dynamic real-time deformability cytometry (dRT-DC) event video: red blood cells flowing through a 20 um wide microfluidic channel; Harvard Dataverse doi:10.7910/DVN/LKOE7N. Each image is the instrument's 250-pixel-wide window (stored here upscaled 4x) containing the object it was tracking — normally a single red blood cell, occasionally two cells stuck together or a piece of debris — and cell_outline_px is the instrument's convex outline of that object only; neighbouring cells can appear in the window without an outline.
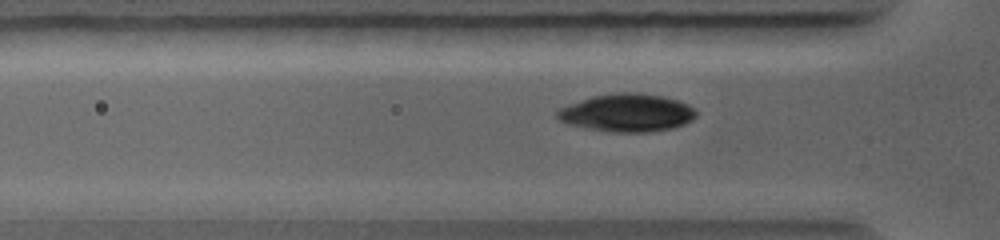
{"species": "common noctule bat (a hibernating species)", "species_latin": "Nyctalus noctula", "temperature_condition": "warm", "stored_images_in_passage": 50, "camera_frame_rate_fps": 5000, "um_per_image_px": 0.085, "animal": {"sex": "female", "body_mass_g": 19.0, "forearm_length_mm": 56.7}, "frame": {"image": 1, "passage_image": 14, "time_ms": 2.6, "image_size_px": [1000, 240], "cell_outline_px": [[696, 116], [692, 120], [676, 128], [648, 132], [612, 132], [584, 128], [568, 124], [556, 120], [556, 112], [560, 108], [568, 104], [592, 96], [616, 92], [636, 92], [664, 96], [688, 104], [696, 112]], "centroid_in_image_um": [53.27, 9.59], "position_along_channel_um": 72.5, "area_um2": 30.98}}
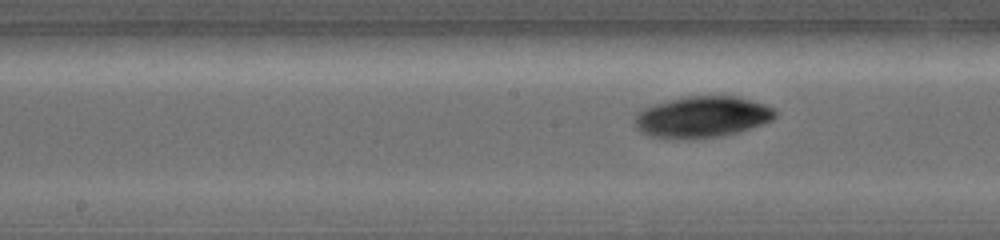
{"frame": {"image": 2, "passage_image": 25, "time_ms": 4.8, "image_size_px": [1000, 240], "cell_outline_px": [[776, 116], [772, 120], [764, 124], [724, 136], [696, 140], [680, 140], [648, 136], [640, 132], [636, 128], [636, 116], [644, 108], [652, 104], [684, 96], [736, 96], [752, 100], [764, 104], [772, 108], [776, 112]], "centroid_in_image_um": [59.68, 9.96], "position_along_channel_um": 188.5, "area_um2": 34.28}}
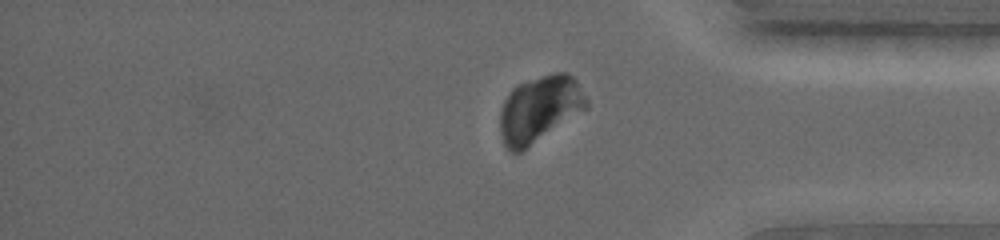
{"frame": {"image": 3, "passage_image": 45, "time_ms": 8.8, "image_size_px": [1000, 240], "cell_outline_px": [[588, 108], [520, 152], [512, 152], [504, 144], [500, 132], [500, 112], [504, 100], [508, 92], [512, 88], [520, 84], [556, 72], [568, 72], [576, 80], [588, 100]], "centroid_in_image_um": [45.87, 9.26], "position_along_channel_um": 389.3, "area_um2": 33.06}}